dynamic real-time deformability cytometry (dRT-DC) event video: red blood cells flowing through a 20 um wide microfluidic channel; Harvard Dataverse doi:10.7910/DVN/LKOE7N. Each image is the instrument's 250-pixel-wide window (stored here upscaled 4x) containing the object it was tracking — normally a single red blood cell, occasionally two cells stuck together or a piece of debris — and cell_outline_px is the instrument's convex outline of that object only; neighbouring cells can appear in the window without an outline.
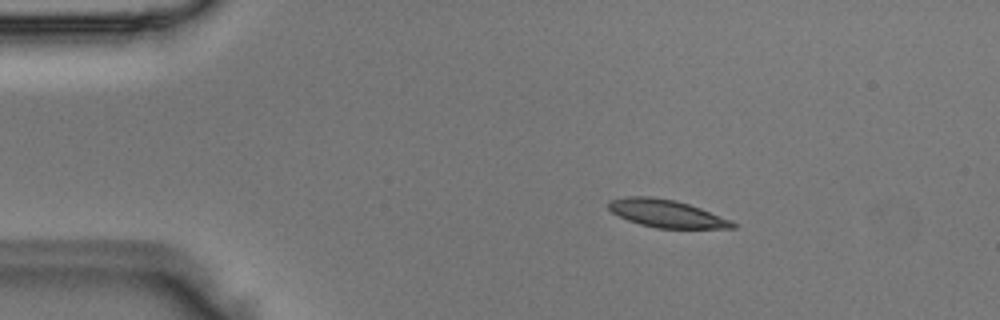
{"species": "Egyptian fruit bat (a non-hibernating species)", "species_latin": "Rousettus aegyptiacus", "temperature_condition": "room temperature", "stored_images_in_passage": 5, "camera_frame_rate_fps": 3000, "um_per_image_px": 0.085, "animal": {"sex": "male"}, "frame": {"image": 1, "passage_image": 3, "time_ms": 0.667, "image_size_px": [1000, 320], "cell_outline_px": [[736, 228], [656, 228], [640, 224], [628, 220], [612, 212], [608, 208], [608, 200], [624, 196], [652, 196], [676, 200], [700, 208], [732, 220], [736, 224]], "centroid_in_image_um": [56.63, 18.14], "position_along_channel_um": 28.4, "area_um2": 20.06}}